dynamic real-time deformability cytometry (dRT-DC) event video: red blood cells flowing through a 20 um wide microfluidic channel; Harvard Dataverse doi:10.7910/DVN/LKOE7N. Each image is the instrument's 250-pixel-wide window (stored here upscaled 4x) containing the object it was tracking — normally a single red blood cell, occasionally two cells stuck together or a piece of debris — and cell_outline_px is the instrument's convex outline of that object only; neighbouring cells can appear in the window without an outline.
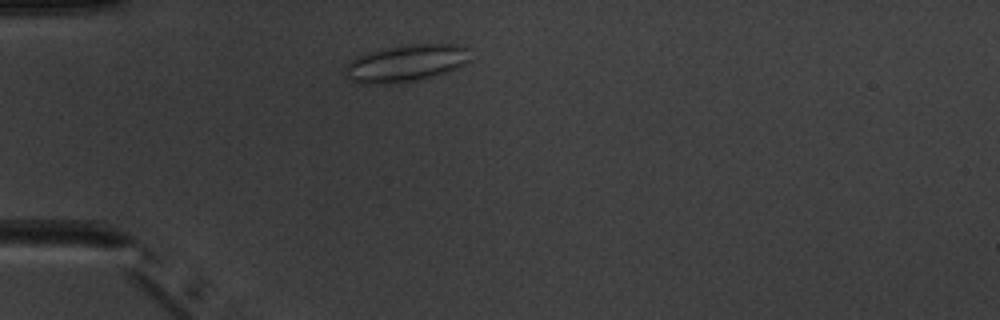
{"species": "common noctule bat (a hibernating species)", "species_latin": "Nyctalus noctula", "temperature_condition": "warm", "stored_images_in_passage": 2, "camera_frame_rate_fps": 3000, "um_per_image_px": 0.085, "animal": {"sex": "male", "body_mass_g": 20.1, "forearm_length_mm": 53.5}, "frame": {"image": 1, "passage_image": 2, "time_ms": 1.0, "image_size_px": [1000, 320], "cell_outline_px": [[468, 60], [464, 64], [444, 72], [432, 76], [416, 80], [396, 84], [360, 84], [348, 80], [344, 76], [344, 64], [348, 60], [364, 52], [376, 48], [408, 44], [460, 44], [468, 48]], "centroid_in_image_um": [34.36, 5.36], "position_along_channel_um": 50.6, "area_um2": 27.69}}